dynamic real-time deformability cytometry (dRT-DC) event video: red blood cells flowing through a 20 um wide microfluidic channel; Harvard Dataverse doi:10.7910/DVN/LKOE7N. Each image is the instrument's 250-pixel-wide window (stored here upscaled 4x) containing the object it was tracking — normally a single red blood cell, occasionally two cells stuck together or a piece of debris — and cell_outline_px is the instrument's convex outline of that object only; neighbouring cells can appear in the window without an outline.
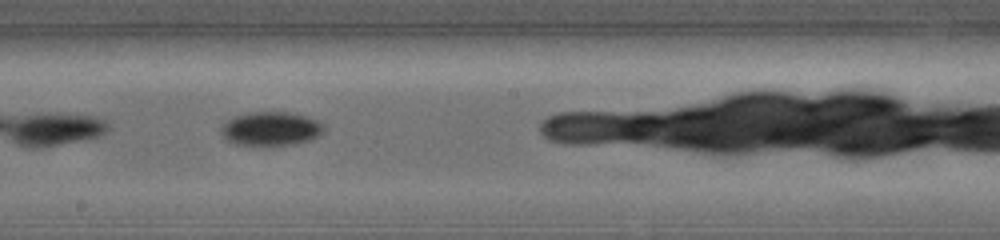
{"species": "common noctule bat (a hibernating species)", "species_latin": "Nyctalus noctula", "temperature_condition": "warm", "stored_images_in_passage": 41, "camera_frame_rate_fps": 5000, "um_per_image_px": 0.085, "animal": {"sex": "female", "body_mass_g": 19.0, "forearm_length_mm": 56.7}, "frame": {"image": 1, "passage_image": 18, "time_ms": 3.4, "image_size_px": [1000, 240], "cell_outline_px": [[324, 132], [320, 136], [312, 140], [292, 144], [264, 148], [236, 144], [224, 140], [220, 132], [220, 128], [228, 120], [236, 116], [252, 112], [292, 112], [308, 116], [324, 124]], "centroid_in_image_um": [23.04, 10.98], "position_along_channel_um": 225.2, "area_um2": 21.1}}